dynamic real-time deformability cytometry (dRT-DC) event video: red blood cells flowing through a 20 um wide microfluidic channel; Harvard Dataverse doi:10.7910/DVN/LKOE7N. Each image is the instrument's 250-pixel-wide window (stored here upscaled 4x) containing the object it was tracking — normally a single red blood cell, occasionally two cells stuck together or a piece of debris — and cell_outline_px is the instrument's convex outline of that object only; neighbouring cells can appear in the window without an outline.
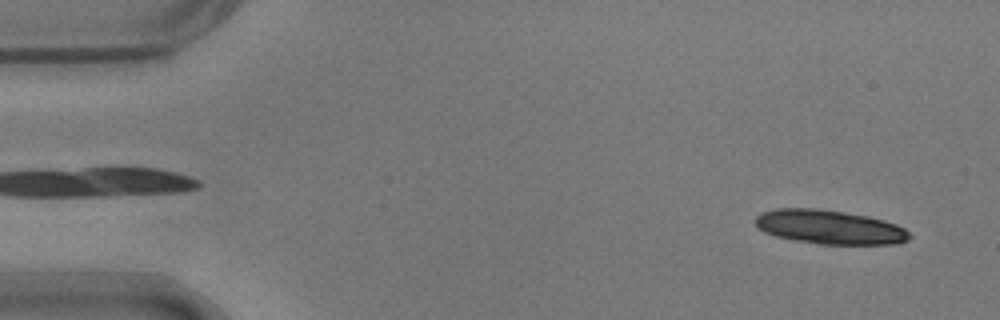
{"species": "common noctule bat (a hibernating species)", "species_latin": "Nyctalus noctula", "temperature_condition": "warm", "stored_images_in_passage": 32, "camera_frame_rate_fps": 3000, "um_per_image_px": 0.085, "animal": {"sex": "male", "body_mass_g": 17.9}, "frame": {"image": 1, "passage_image": 3, "time_ms": 0.667, "image_size_px": [1000, 320], "cell_outline_px": [[912, 236], [908, 240], [896, 244], [820, 244], [796, 240], [776, 236], [764, 232], [756, 228], [756, 216], [760, 212], [776, 208], [816, 208], [844, 212], [868, 216], [884, 220], [896, 224], [904, 228]], "centroid_in_image_um": [70.5, 19.29], "position_along_channel_um": 14.5, "area_um2": 30.69}}
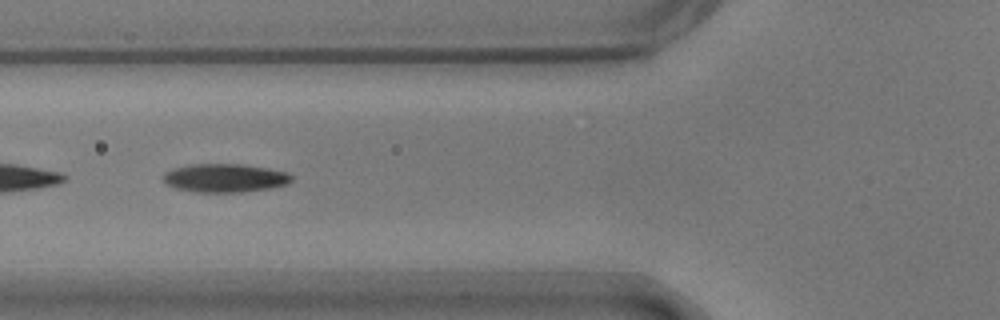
{"frame": {"image": 2, "passage_image": 20, "time_ms": 6.333, "image_size_px": [1000, 320], "cell_outline_px": [[292, 180], [288, 184], [268, 188], [240, 192], [196, 192], [176, 188], [164, 184], [164, 172], [176, 168], [192, 164], [240, 164], [268, 168], [288, 172], [292, 176]], "centroid_in_image_um": [19.12, 15.13], "position_along_channel_um": 106.7, "area_um2": 21.21}}
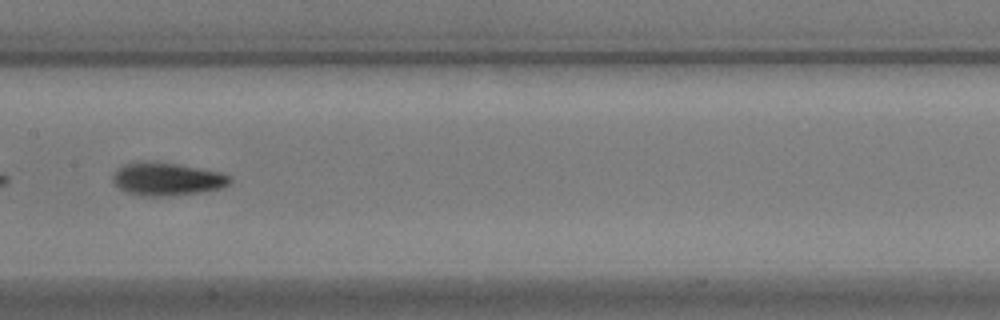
{"frame": {"image": 3, "passage_image": 27, "time_ms": 8.667, "image_size_px": [1000, 320], "cell_outline_px": [[232, 180], [228, 184], [220, 188], [196, 192], [168, 196], [140, 196], [128, 192], [120, 188], [112, 180], [112, 176], [124, 164], [140, 160], [148, 160], [180, 164], [220, 172], [232, 176]], "centroid_in_image_um": [14.19, 15.19], "position_along_channel_um": 193.2, "area_um2": 22.48}}